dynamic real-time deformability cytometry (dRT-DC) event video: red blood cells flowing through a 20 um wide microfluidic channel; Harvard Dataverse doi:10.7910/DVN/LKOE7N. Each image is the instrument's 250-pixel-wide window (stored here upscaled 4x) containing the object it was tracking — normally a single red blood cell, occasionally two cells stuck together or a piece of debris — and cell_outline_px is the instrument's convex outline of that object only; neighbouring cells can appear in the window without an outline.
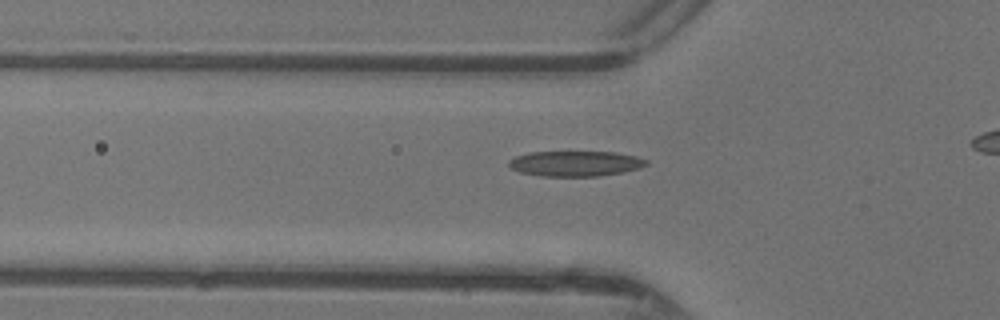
{"species": "common noctule bat (a hibernating species)", "species_latin": "Nyctalus noctula", "temperature_condition": "warm", "stored_images_in_passage": 39, "camera_frame_rate_fps": 3000, "um_per_image_px": 0.085, "animal": {"sex": "female"}, "frame": {"image": 1, "passage_image": 14, "time_ms": 4.333, "image_size_px": [1000, 320], "cell_outline_px": [[648, 164], [640, 168], [624, 172], [596, 176], [540, 176], [520, 172], [512, 168], [508, 164], [508, 160], [516, 156], [528, 152], [616, 152], [636, 156], [648, 160]], "centroid_in_image_um": [48.92, 13.9], "position_along_channel_um": 76.9, "area_um2": 20.35}}
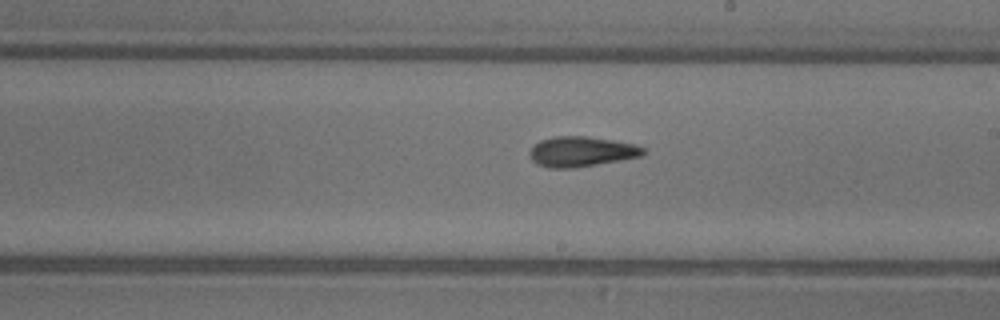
{"frame": {"image": 2, "passage_image": 25, "time_ms": 8.0, "image_size_px": [1000, 320], "cell_outline_px": [[644, 156], [572, 168], [548, 168], [536, 164], [532, 160], [528, 152], [532, 144], [540, 140], [552, 136], [588, 136], [636, 144], [644, 148]], "centroid_in_image_um": [49.37, 12.88], "position_along_channel_um": 239.6, "area_um2": 20.17}}
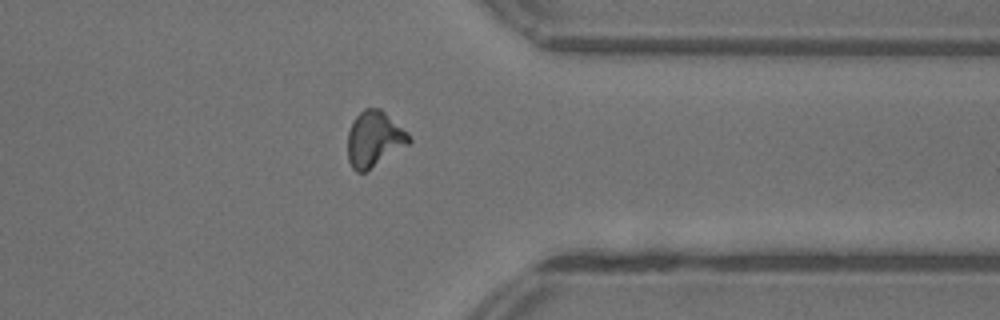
{"frame": {"image": 3, "passage_image": 35, "time_ms": 11.333, "image_size_px": [1000, 320], "cell_outline_px": [[412, 140], [408, 144], [364, 172], [356, 172], [352, 168], [348, 160], [348, 132], [352, 120], [364, 108], [380, 108], [408, 132]], "centroid_in_image_um": [31.79, 11.79], "position_along_channel_um": 379.6, "area_um2": 19.71}, "authors_computed_cell_mechanics": {"area_um2": 19.5942, "velocity_mm_per_s": 4.4125, "shape_relaxation_time_tau1_ms": 9.4727, "shape_relaxation_time_tau2_ms": 3.1471, "deformation_change_tau1": 0.2732, "deformation_change_tau2": 0.1102}}